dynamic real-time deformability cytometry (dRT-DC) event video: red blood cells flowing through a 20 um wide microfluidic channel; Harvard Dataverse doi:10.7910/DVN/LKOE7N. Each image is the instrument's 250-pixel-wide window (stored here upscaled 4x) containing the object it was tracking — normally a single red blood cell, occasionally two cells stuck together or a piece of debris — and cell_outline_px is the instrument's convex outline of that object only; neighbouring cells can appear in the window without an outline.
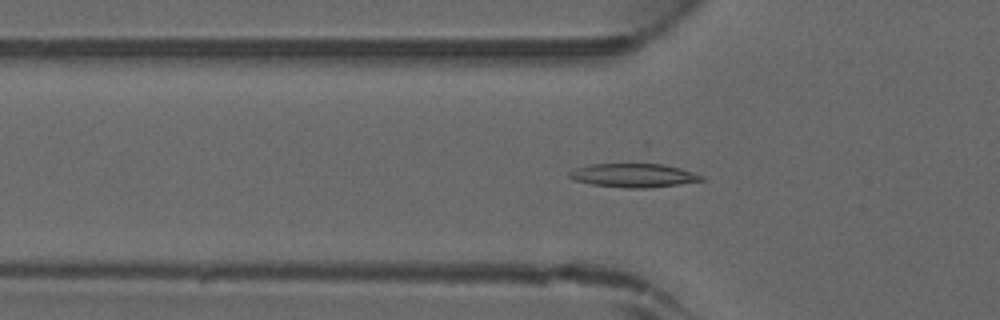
{"species": "common noctule bat (a hibernating species)", "species_latin": "Nyctalus noctula", "temperature_condition": "warm", "stored_images_in_passage": 44, "camera_frame_rate_fps": 3000, "um_per_image_px": 0.085, "animal": {"sex": "male", "forearm_length_mm": 52.5}, "frame": {"image": 1, "passage_image": 14, "time_ms": 4.333, "image_size_px": [1000, 320], "cell_outline_px": [[704, 180], [648, 188], [628, 188], [592, 184], [572, 180], [568, 176], [568, 172], [576, 168], [592, 164], [644, 160], [648, 160], [696, 172], [704, 176]], "centroid_in_image_um": [53.86, 14.84], "position_along_channel_um": 71.9, "area_um2": 19.31}}
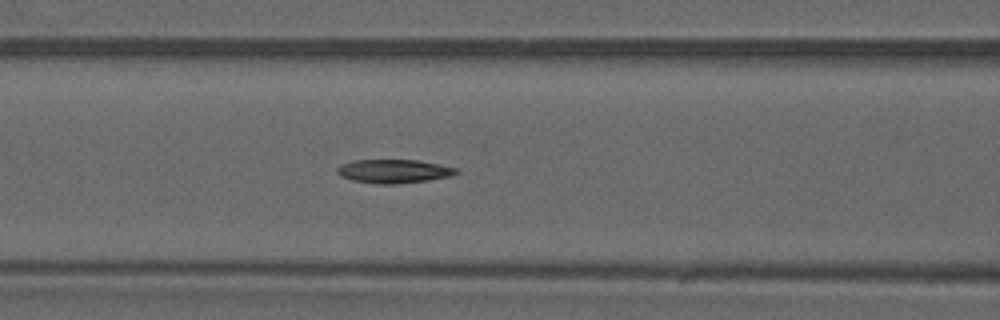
{"frame": {"image": 2, "passage_image": 18, "time_ms": 5.667, "image_size_px": [1000, 320], "cell_outline_px": [[460, 172], [452, 176], [428, 180], [396, 184], [376, 184], [352, 180], [340, 176], [336, 172], [336, 168], [340, 164], [352, 160], [416, 160], [440, 164], [456, 168]], "centroid_in_image_um": [33.45, 14.55], "position_along_channel_um": 133.2, "area_um2": 16.59}}
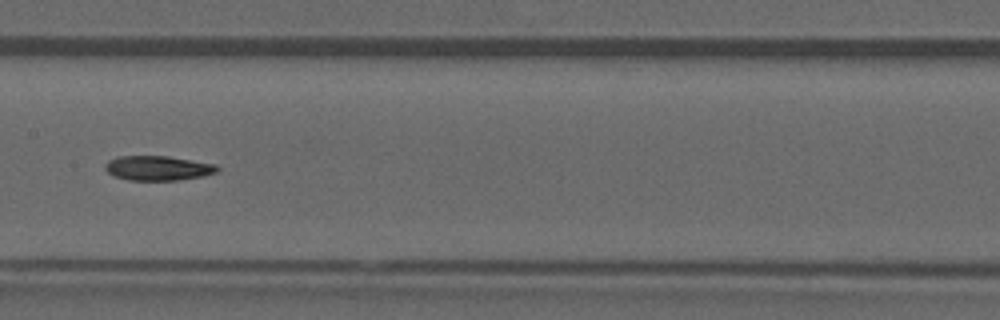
{"frame": {"image": 3, "passage_image": 22, "time_ms": 7.0, "image_size_px": [1000, 320], "cell_outline_px": [[220, 168], [216, 172], [204, 176], [176, 180], [128, 180], [116, 176], [108, 172], [104, 168], [104, 164], [108, 160], [116, 156], [168, 156], [216, 164]], "centroid_in_image_um": [13.42, 14.28], "position_along_channel_um": 194.0, "area_um2": 16.13}}